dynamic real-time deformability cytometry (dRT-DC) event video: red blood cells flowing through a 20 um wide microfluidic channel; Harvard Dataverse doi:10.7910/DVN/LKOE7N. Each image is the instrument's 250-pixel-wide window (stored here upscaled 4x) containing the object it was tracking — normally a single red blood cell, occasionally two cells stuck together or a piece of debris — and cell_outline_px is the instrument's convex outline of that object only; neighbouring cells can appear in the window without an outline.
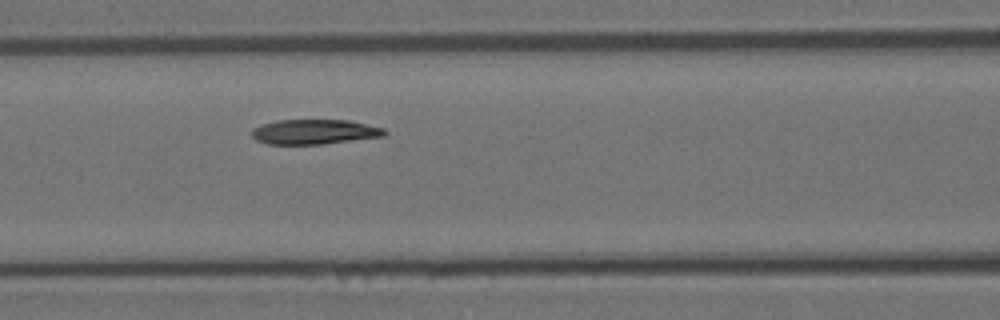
{"species": "Egyptian fruit bat (a non-hibernating species)", "species_latin": "Rousettus aegyptiacus", "temperature_condition": "room temperature", "stored_images_in_passage": 4, "camera_frame_rate_fps": 3000, "um_per_image_px": 0.085, "animal": {"sex": "female"}, "frame": {"image": 1, "passage_image": 4, "time_ms": 1.0, "image_size_px": [1000, 320], "cell_outline_px": [[388, 132], [384, 136], [320, 144], [268, 144], [256, 140], [252, 136], [252, 128], [260, 124], [276, 120], [348, 120], [384, 128]], "centroid_in_image_um": [26.69, 11.2], "position_along_channel_um": 139.9, "area_um2": 19.19}}